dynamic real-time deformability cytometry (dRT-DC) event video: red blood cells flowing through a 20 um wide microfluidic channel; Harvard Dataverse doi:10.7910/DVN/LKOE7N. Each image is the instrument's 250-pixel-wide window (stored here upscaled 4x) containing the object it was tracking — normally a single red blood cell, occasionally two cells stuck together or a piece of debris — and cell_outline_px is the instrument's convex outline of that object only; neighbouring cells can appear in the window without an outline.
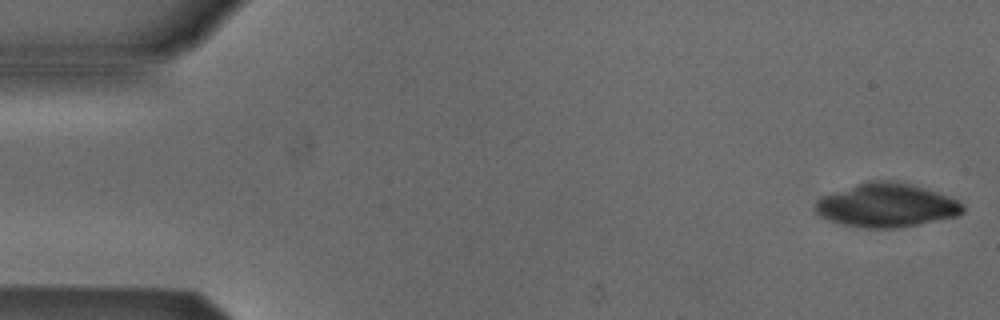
{"species": "Egyptian fruit bat (a non-hibernating species)", "species_latin": "Rousettus aegyptiacus", "temperature_condition": "cold", "stored_images_in_passage": 5, "camera_frame_rate_fps": 3000, "um_per_image_px": 0.085, "animal": {"sex": "male"}, "frame": {"image": 1, "passage_image": 1, "time_ms": 0.0, "image_size_px": [1000, 320], "cell_outline_px": [[964, 212], [956, 216], [896, 228], [864, 228], [840, 224], [828, 220], [820, 216], [816, 212], [816, 200], [820, 196], [868, 180], [888, 180], [912, 184], [928, 188], [960, 200], [964, 204]], "centroid_in_image_um": [75.35, 17.43], "position_along_channel_um": 9.6, "area_um2": 37.86}}